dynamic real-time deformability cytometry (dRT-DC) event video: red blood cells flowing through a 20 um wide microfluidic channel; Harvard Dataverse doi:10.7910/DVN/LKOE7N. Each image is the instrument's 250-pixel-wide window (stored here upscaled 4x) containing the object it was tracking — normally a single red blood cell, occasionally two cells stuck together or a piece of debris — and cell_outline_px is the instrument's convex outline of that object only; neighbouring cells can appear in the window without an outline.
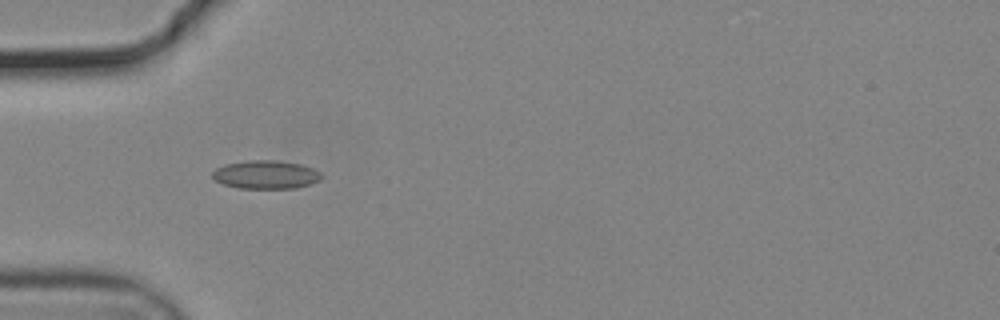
{"species": "common noctule bat (a hibernating species)", "species_latin": "Nyctalus noctula", "temperature_condition": "cold", "stored_images_in_passage": 7, "camera_frame_rate_fps": 3000, "um_per_image_px": 0.085, "animal": {"sex": "male", "body_mass_g": 19.2, "forearm_length_mm": 51.8}, "frame": {"image": 1, "passage_image": 1, "time_ms": 0.0, "image_size_px": [1000, 320], "cell_outline_px": [[324, 176], [320, 180], [296, 188], [240, 188], [224, 184], [216, 180], [212, 176], [212, 172], [216, 168], [224, 164], [248, 160], [276, 160], [300, 164], [312, 168], [320, 172]], "centroid_in_image_um": [22.6, 14.83], "position_along_channel_um": 62.4, "area_um2": 17.98}}
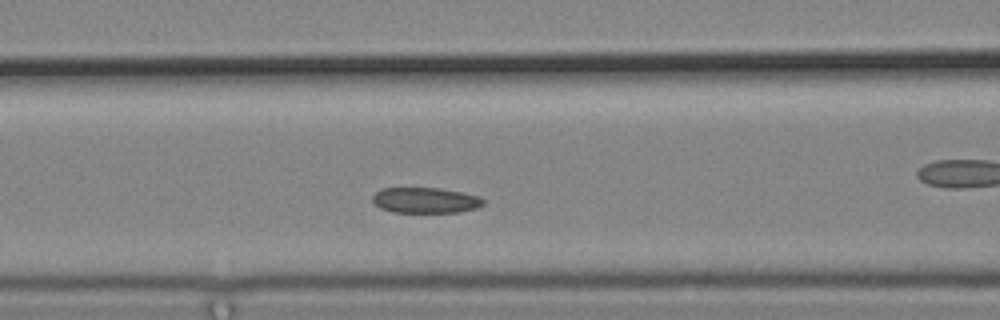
{"frame": {"image": 2, "passage_image": 3, "time_ms": 0.667, "image_size_px": [1000, 320], "cell_outline_px": [[484, 204], [476, 208], [460, 212], [392, 212], [380, 208], [372, 200], [372, 196], [380, 188], [440, 188], [464, 192], [480, 196], [484, 200]], "centroid_in_image_um": [36.17, 17.02], "position_along_channel_um": 130.4, "area_um2": 16.65}}
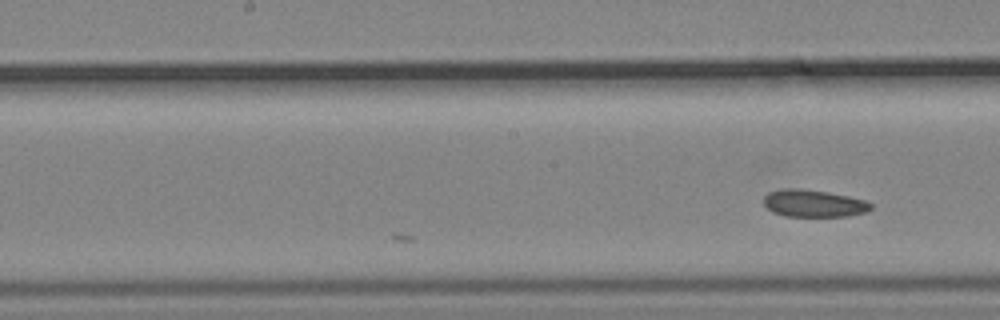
{"frame": {"image": 3, "passage_image": 7, "time_ms": 2.0, "image_size_px": [1000, 320], "cell_outline_px": [[872, 208], [868, 212], [848, 216], [784, 216], [772, 212], [764, 204], [764, 196], [768, 192], [784, 188], [796, 188], [828, 192], [848, 196], [864, 200], [872, 204]], "centroid_in_image_um": [69.16, 17.29], "position_along_channel_um": 179.0, "area_um2": 17.05}}